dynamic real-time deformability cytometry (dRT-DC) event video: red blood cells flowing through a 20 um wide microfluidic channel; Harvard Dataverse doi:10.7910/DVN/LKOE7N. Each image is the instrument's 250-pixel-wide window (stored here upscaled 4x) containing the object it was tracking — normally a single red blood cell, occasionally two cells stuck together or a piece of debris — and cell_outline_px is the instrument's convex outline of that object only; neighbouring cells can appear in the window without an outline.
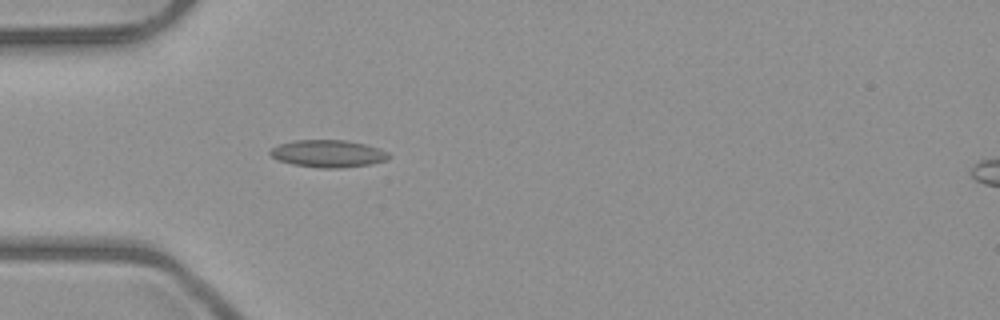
{"species": "common noctule bat (a hibernating species)", "species_latin": "Nyctalus noctula", "temperature_condition": "room temperature", "stored_images_in_passage": 3, "camera_frame_rate_fps": 3000, "um_per_image_px": 0.085, "animal": {"sex": "male", "body_mass_g": 23.1, "forearm_length_mm": 52.7}, "frame": {"image": 1, "passage_image": 3, "time_ms": 2.333, "image_size_px": [1000, 320], "cell_outline_px": [[392, 156], [388, 160], [372, 164], [340, 168], [320, 168], [292, 164], [280, 160], [272, 156], [268, 152], [272, 148], [280, 144], [292, 140], [344, 140], [364, 144], [380, 148], [388, 152]], "centroid_in_image_um": [27.93, 13.06], "position_along_channel_um": 57.1, "area_um2": 18.96}}